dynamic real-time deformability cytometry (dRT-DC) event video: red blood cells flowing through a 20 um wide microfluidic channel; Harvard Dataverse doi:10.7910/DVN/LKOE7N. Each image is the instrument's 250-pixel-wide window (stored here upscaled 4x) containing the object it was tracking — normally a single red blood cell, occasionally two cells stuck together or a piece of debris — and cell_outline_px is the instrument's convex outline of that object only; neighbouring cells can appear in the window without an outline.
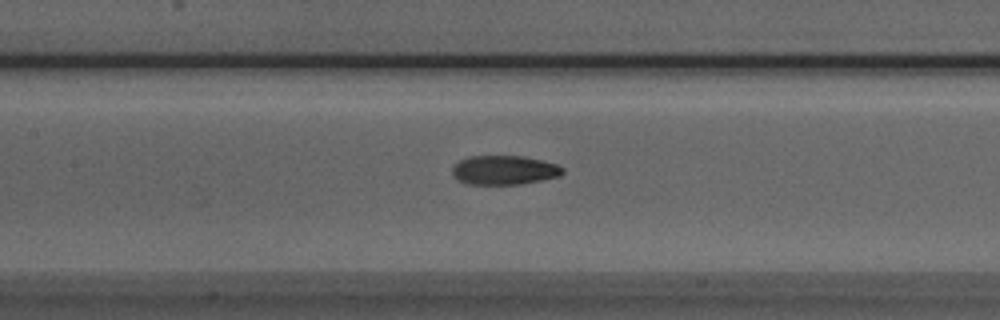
{"species": "Egyptian fruit bat (a non-hibernating species)", "species_latin": "Rousettus aegyptiacus", "temperature_condition": "room temperature", "stored_images_in_passage": 36, "camera_frame_rate_fps": 3000, "um_per_image_px": 0.085, "animal": {"sex": "male"}, "frame": {"image": 1, "passage_image": 8, "time_ms": 2.333, "image_size_px": [1000, 320], "cell_outline_px": [[564, 172], [560, 176], [520, 184], [468, 184], [456, 180], [452, 172], [452, 168], [460, 160], [468, 156], [524, 156], [544, 160], [556, 164], [564, 168]], "centroid_in_image_um": [42.86, 14.45], "position_along_channel_um": 164.5, "area_um2": 18.84}}
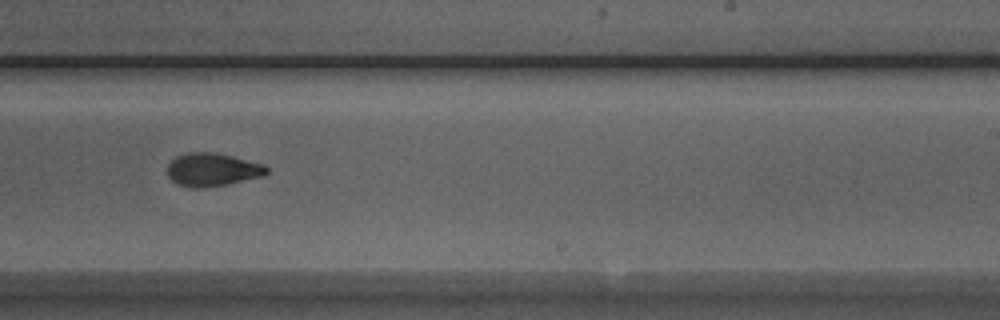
{"frame": {"image": 2, "passage_image": 16, "time_ms": 5.0, "image_size_px": [1000, 320], "cell_outline_px": [[268, 172], [264, 176], [228, 184], [204, 188], [192, 188], [176, 184], [168, 176], [168, 164], [176, 156], [188, 152], [216, 152], [264, 164], [268, 168]], "centroid_in_image_um": [18.05, 14.42], "position_along_channel_um": 270.9, "area_um2": 19.36}}
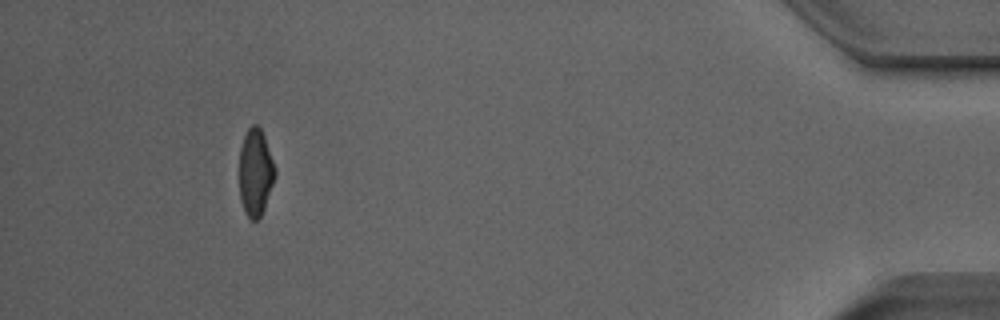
{"frame": {"image": 3, "passage_image": 32, "time_ms": 10.333, "image_size_px": [1000, 320], "cell_outline_px": [[276, 176], [264, 208], [260, 216], [256, 220], [252, 220], [244, 212], [240, 200], [240, 148], [244, 136], [248, 128], [252, 124], [256, 124], [260, 128], [264, 136], [276, 168]], "centroid_in_image_um": [21.72, 14.65], "position_along_channel_um": 413.5, "area_um2": 18.09}}